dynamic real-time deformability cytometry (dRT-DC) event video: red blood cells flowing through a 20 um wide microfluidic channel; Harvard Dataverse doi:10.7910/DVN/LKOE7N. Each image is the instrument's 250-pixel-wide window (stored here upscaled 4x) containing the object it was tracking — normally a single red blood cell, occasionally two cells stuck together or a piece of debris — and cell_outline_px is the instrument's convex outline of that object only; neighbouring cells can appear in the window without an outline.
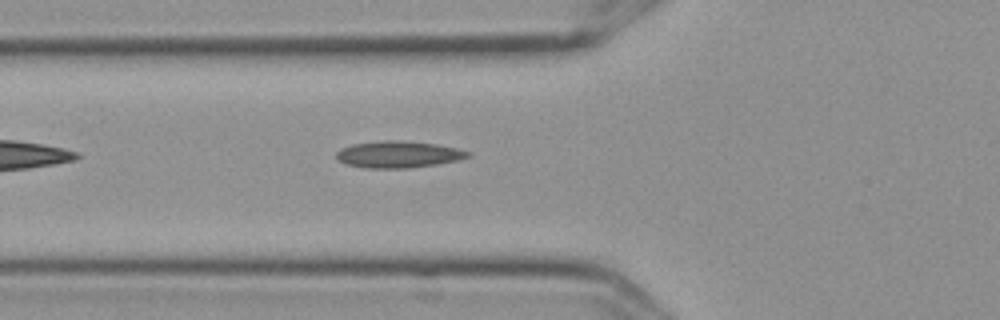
{"species": "Egyptian fruit bat (a non-hibernating species)", "species_latin": "Rousettus aegyptiacus", "temperature_condition": "cold", "stored_images_in_passage": 2, "camera_frame_rate_fps": 3000, "um_per_image_px": 0.085, "frame": {"image": 1, "passage_image": 2, "time_ms": 0.333, "image_size_px": [1000, 320], "cell_outline_px": [[472, 156], [456, 160], [436, 164], [408, 168], [364, 168], [348, 164], [336, 160], [336, 152], [340, 148], [352, 144], [380, 140], [396, 140], [436, 144], [456, 148], [472, 152]], "centroid_in_image_um": [33.83, 13.12], "position_along_channel_um": 92.0, "area_um2": 20.52}}